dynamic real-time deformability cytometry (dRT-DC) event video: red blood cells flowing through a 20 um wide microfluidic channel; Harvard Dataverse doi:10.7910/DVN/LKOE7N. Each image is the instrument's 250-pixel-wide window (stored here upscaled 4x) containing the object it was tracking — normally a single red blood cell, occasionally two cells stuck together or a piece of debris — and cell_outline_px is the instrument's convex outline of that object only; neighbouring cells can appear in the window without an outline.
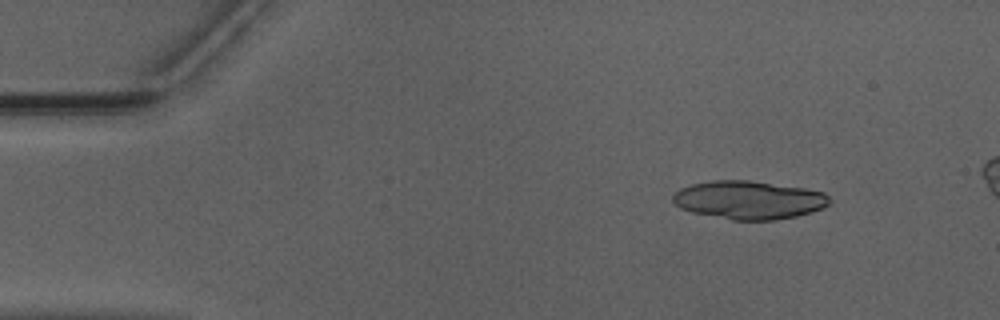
{"species": "Egyptian fruit bat (a non-hibernating species)", "species_latin": "Rousettus aegyptiacus", "temperature_condition": "warm", "stored_images_in_passage": 17, "camera_frame_rate_fps": 3000, "um_per_image_px": 0.085, "animal": {"sex": "male"}, "frame": {"image": 1, "passage_image": 6, "time_ms": 1.667, "image_size_px": [1000, 320], "cell_outline_px": [[832, 200], [824, 208], [796, 216], [776, 220], [732, 220], [692, 212], [680, 208], [672, 200], [672, 196], [680, 188], [692, 184], [712, 180], [748, 180], [804, 188], [824, 192]], "centroid_in_image_um": [63.66, 17.0], "position_along_channel_um": 21.3, "area_um2": 34.97}}